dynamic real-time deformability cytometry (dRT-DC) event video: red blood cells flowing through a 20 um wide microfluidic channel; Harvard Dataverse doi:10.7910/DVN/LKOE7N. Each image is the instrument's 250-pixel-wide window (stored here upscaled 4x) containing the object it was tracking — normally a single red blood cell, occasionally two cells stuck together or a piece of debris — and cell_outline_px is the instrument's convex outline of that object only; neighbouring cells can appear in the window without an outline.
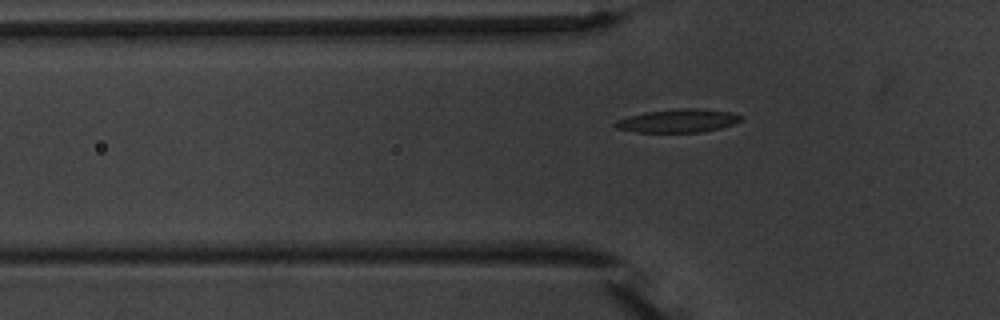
{"species": "common noctule bat (a hibernating species)", "species_latin": "Nyctalus noctula", "temperature_condition": "warm", "stored_images_in_passage": 7, "camera_frame_rate_fps": 3000, "um_per_image_px": 0.085, "animal": {"sex": "male", "body_mass_g": 20.1, "forearm_length_mm": 53.5}, "frame": {"image": 1, "passage_image": 7, "time_ms": 7.667, "image_size_px": [1000, 320], "cell_outline_px": [[744, 120], [720, 128], [704, 132], [636, 132], [616, 128], [612, 124], [616, 120], [628, 116], [644, 112], [680, 108], [696, 108], [732, 112], [744, 116]], "centroid_in_image_um": [57.65, 10.26], "position_along_channel_um": 68.2, "area_um2": 17.28}}